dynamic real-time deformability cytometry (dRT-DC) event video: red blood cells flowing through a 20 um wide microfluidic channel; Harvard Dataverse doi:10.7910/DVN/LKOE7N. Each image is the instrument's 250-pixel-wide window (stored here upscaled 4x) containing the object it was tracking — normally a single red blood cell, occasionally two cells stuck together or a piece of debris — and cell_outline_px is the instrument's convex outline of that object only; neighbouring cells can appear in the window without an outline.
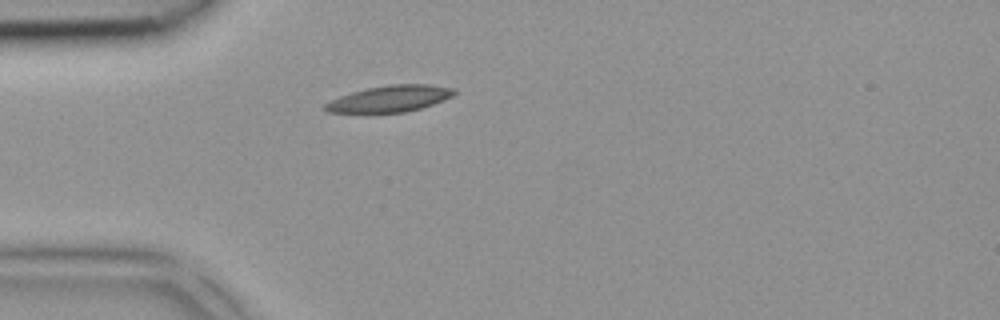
{"species": "common noctule bat (a hibernating species)", "species_latin": "Nyctalus noctula", "temperature_condition": "room temperature", "stored_images_in_passage": 3, "camera_frame_rate_fps": 3000, "um_per_image_px": 0.085, "animal": {"sex": "female", "body_mass_g": 18.4}, "frame": {"image": 1, "passage_image": 3, "time_ms": 0.667, "image_size_px": [1000, 320], "cell_outline_px": [[456, 92], [452, 96], [432, 104], [420, 108], [404, 112], [328, 112], [320, 108], [324, 104], [340, 96], [352, 92], [368, 88], [388, 84], [428, 84], [456, 88]], "centroid_in_image_um": [33.13, 8.38], "position_along_channel_um": 51.9, "area_um2": 19.65}}